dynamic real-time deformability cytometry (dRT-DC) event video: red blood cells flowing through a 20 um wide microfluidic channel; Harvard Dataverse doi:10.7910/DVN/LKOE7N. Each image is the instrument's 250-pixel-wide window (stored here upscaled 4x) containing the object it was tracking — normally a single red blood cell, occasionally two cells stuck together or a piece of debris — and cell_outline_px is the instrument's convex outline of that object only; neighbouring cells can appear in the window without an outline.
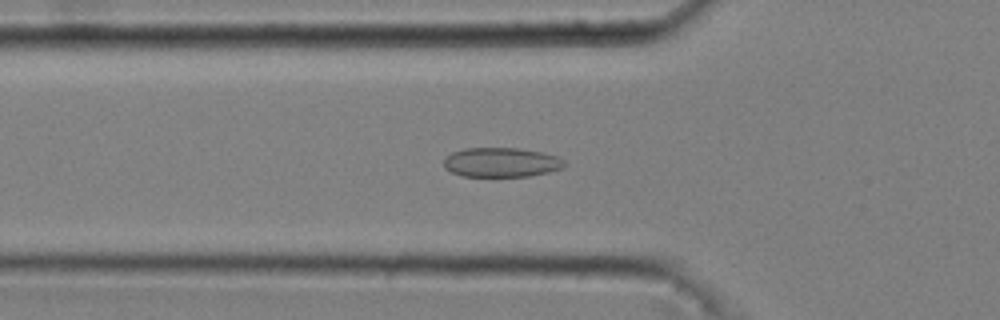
{"species": "common noctule bat (a hibernating species)", "species_latin": "Nyctalus noctula", "temperature_condition": "cold", "stored_images_in_passage": 51, "camera_frame_rate_fps": 3000, "um_per_image_px": 0.085, "animal": {"sex": "male", "body_mass_g": 20.4}, "frame": {"image": 1, "passage_image": 17, "time_ms": 5.333, "image_size_px": [1000, 320], "cell_outline_px": [[568, 164], [564, 168], [548, 172], [528, 176], [460, 176], [444, 168], [444, 160], [452, 152], [464, 148], [520, 148], [544, 152], [560, 156]], "centroid_in_image_um": [42.67, 13.79], "position_along_channel_um": 83.1, "area_um2": 20.98}}
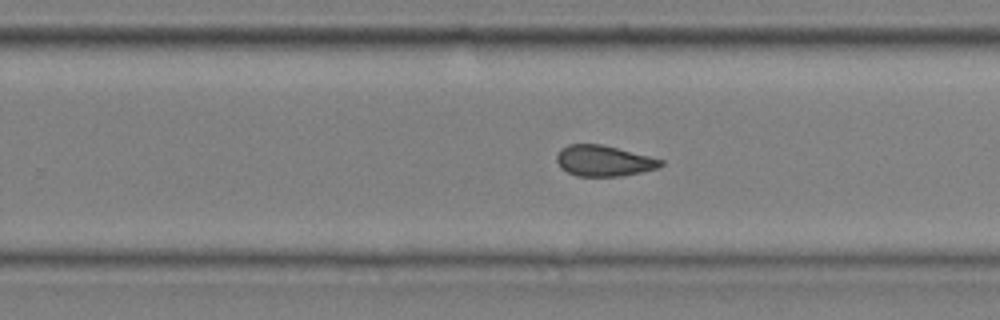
{"frame": {"image": 2, "passage_image": 33, "time_ms": 10.667, "image_size_px": [1000, 320], "cell_outline_px": [[664, 164], [660, 168], [624, 176], [576, 176], [560, 168], [556, 160], [556, 156], [560, 148], [568, 144], [604, 144], [664, 160]], "centroid_in_image_um": [51.33, 13.67], "position_along_channel_um": 278.5, "area_um2": 19.02}}
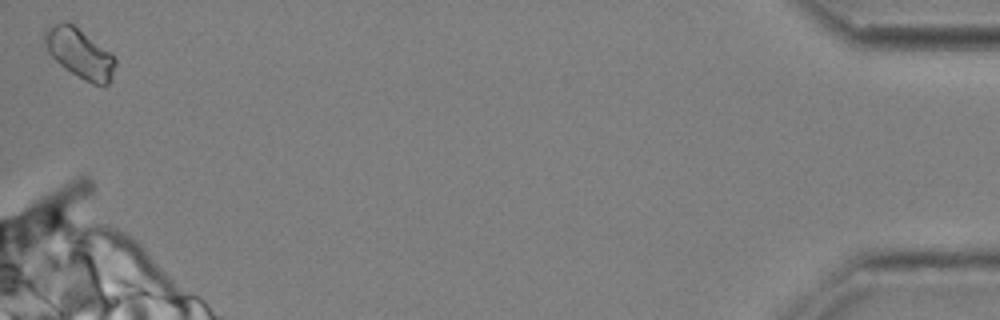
{"frame": {"image": 3, "passage_image": 51, "time_ms": 16.667, "image_size_px": [1000, 320], "cell_outline_px": [[116, 64], [112, 80], [104, 88], [92, 84], [64, 68], [48, 52], [44, 44], [44, 32], [52, 24], [72, 24], [108, 52], [116, 60]], "centroid_in_image_um": [6.78, 4.61], "position_along_channel_um": 428.4, "area_um2": 19.88}, "authors_computed_cell_mechanics": {"area_um2": 19.4208, "velocity_mm_per_s": 3.6568, "shape_relaxation_time_tau1_ms": null, "shape_relaxation_time_tau2_ms": 2.4892, "deformation_change_tau1": null, "deformation_change_tau2": 0.0837}}